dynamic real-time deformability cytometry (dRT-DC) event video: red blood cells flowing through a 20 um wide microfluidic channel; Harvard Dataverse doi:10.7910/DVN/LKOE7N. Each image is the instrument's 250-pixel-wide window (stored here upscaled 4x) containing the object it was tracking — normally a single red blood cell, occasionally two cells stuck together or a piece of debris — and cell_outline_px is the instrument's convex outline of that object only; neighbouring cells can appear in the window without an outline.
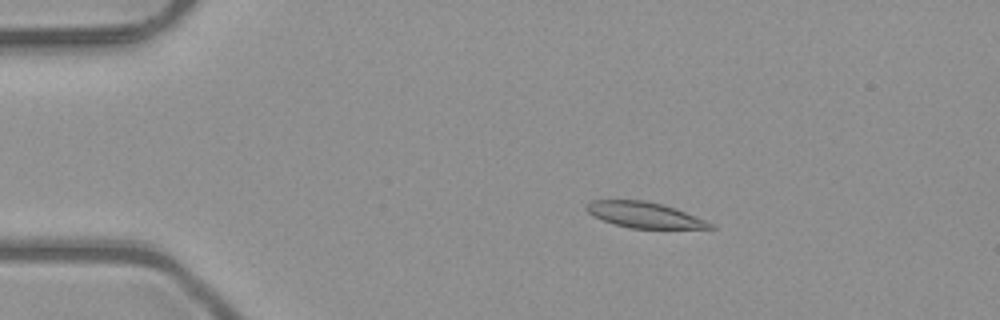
{"species": "common noctule bat (a hibernating species)", "species_latin": "Nyctalus noctula", "temperature_condition": "room temperature", "stored_images_in_passage": 4, "camera_frame_rate_fps": 3000, "um_per_image_px": 0.085, "animal": {"sex": "male", "body_mass_g": 23.1, "forearm_length_mm": 52.7}, "frame": {"image": 1, "passage_image": 3, "time_ms": 0.667, "image_size_px": [1000, 320], "cell_outline_px": [[716, 228], [632, 228], [616, 224], [604, 220], [588, 212], [584, 208], [584, 204], [592, 200], [644, 200], [676, 208], [716, 224]], "centroid_in_image_um": [54.8, 18.26], "position_along_channel_um": 30.2, "area_um2": 18.38}}